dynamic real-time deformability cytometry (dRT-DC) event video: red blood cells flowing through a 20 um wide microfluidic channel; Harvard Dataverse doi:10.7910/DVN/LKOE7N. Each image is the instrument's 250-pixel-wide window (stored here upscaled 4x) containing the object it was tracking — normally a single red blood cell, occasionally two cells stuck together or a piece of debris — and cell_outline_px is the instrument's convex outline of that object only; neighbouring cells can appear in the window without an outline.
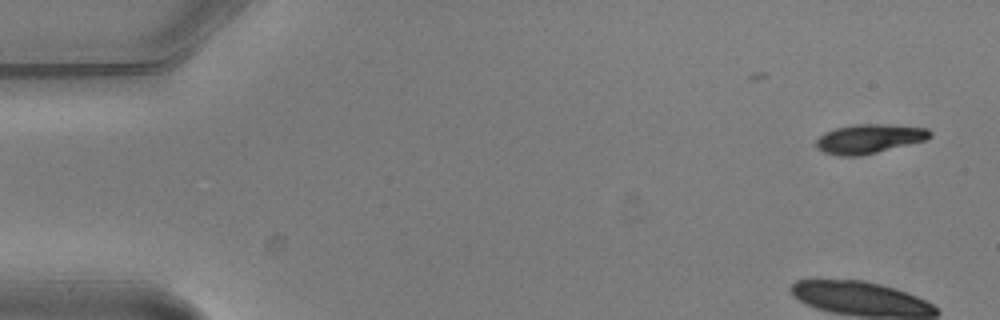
{"species": "common noctule bat (a hibernating species)", "species_latin": "Nyctalus noctula", "temperature_condition": "warm", "stored_images_in_passage": 5, "camera_frame_rate_fps": 3000, "um_per_image_px": 0.085, "animal": {"sex": "male", "body_mass_g": 20.5, "forearm_length_mm": 52.5}, "frame": {"image": 1, "passage_image": 1, "time_ms": 0.0, "image_size_px": [1000, 320], "cell_outline_px": [[932, 136], [924, 140], [860, 156], [840, 156], [824, 152], [816, 148], [816, 140], [824, 132], [836, 128], [856, 124], [884, 124], [928, 128], [932, 132]], "centroid_in_image_um": [73.86, 11.79], "position_along_channel_um": 11.1, "area_um2": 19.19}}